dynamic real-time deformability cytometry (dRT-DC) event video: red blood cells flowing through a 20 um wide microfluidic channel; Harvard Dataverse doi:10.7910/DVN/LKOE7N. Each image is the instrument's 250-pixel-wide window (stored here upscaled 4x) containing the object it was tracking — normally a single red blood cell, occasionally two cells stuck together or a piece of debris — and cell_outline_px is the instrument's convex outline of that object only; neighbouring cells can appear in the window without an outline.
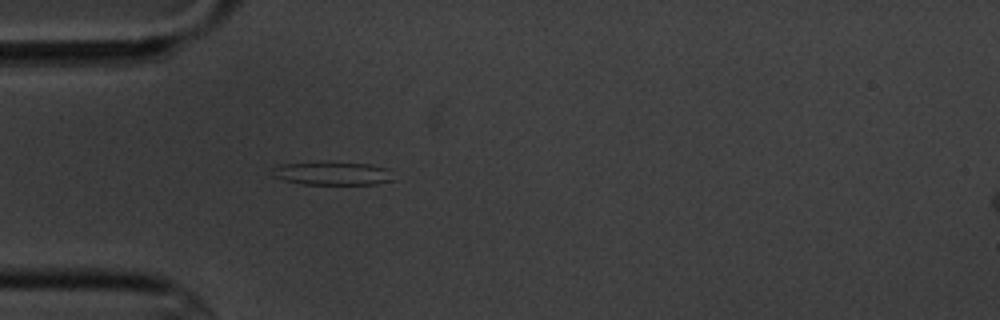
{"species": "common noctule bat (a hibernating species)", "species_latin": "Nyctalus noctula", "temperature_condition": "cold", "stored_images_in_passage": 3, "camera_frame_rate_fps": 3000, "um_per_image_px": 0.085, "animal": {"sex": "male", "body_mass_g": 20.1, "forearm_length_mm": 53.5}, "frame": {"image": 1, "passage_image": 2, "time_ms": 1.333, "image_size_px": [1000, 320], "cell_outline_px": [[396, 180], [376, 184], [304, 184], [284, 180], [272, 176], [272, 168], [280, 164], [368, 164], [388, 168]], "centroid_in_image_um": [28.31, 14.78], "position_along_channel_um": 56.7, "area_um2": 15.84}}